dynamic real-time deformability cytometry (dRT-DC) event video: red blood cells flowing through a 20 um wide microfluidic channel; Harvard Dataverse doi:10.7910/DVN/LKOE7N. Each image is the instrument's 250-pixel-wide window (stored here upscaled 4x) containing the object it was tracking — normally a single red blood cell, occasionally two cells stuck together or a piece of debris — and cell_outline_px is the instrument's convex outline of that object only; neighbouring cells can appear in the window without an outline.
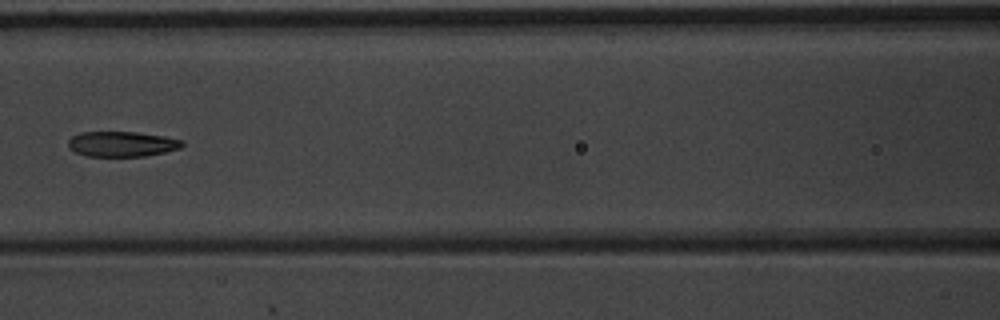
{"species": "common noctule bat (a hibernating species)", "species_latin": "Nyctalus noctula", "temperature_condition": "warm", "stored_images_in_passage": 6, "camera_frame_rate_fps": 3000, "um_per_image_px": 0.085, "animal": {"sex": "male", "body_mass_g": 20.1, "forearm_length_mm": 53.5}, "frame": {"image": 1, "passage_image": 6, "time_ms": 1.667, "image_size_px": [1000, 320], "cell_outline_px": [[184, 144], [180, 148], [164, 152], [144, 156], [84, 156], [68, 148], [68, 140], [72, 136], [80, 132], [136, 132], [164, 136], [184, 140]], "centroid_in_image_um": [10.35, 12.24], "position_along_channel_um": 156.3, "area_um2": 16.82}}